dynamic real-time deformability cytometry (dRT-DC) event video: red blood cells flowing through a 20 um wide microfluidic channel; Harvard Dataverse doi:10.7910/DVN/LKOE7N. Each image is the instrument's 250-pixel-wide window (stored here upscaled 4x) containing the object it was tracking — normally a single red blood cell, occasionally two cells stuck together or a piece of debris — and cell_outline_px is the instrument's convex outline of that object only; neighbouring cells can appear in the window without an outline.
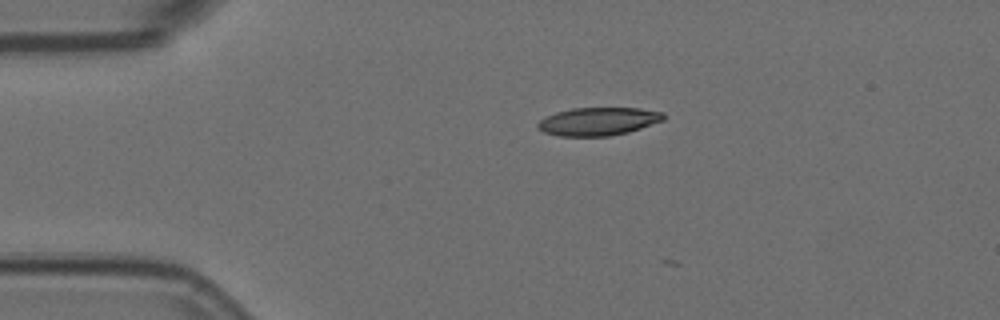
{"species": "Egyptian fruit bat (a non-hibernating species)", "species_latin": "Rousettus aegyptiacus", "temperature_condition": "room temperature", "stored_images_in_passage": 6, "camera_frame_rate_fps": 3000, "um_per_image_px": 0.085, "animal": {"sex": "female"}, "frame": {"image": 1, "passage_image": 2, "time_ms": 0.333, "image_size_px": [1000, 320], "cell_outline_px": [[664, 120], [628, 132], [612, 136], [556, 136], [544, 132], [536, 128], [536, 124], [540, 120], [556, 112], [572, 108], [640, 108], [664, 112]], "centroid_in_image_um": [50.83, 10.32], "position_along_channel_um": 34.2, "area_um2": 20.63}}